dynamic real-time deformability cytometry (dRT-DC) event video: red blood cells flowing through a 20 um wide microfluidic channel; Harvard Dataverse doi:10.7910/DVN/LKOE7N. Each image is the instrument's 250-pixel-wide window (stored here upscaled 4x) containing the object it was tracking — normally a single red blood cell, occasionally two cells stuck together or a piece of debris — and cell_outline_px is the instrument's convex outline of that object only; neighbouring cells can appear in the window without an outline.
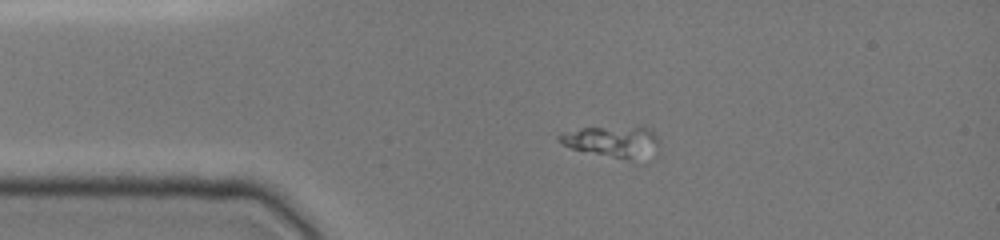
{"species": "common noctule bat (a hibernating species)", "species_latin": "Nyctalus noctula", "temperature_condition": "cold", "stored_images_in_passage": 36, "camera_frame_rate_fps": 3000, "um_per_image_px": 0.085, "animal": {"sex": "female", "body_mass_g": 19.0, "forearm_length_mm": 51.5}, "frame": {"image": 1, "passage_image": 1, "time_ms": 0.0, "image_size_px": [1000, 240], "cell_outline_px": [[660, 144], [644, 164], [640, 164], [572, 148], [556, 140], [556, 136], [560, 132], [580, 128], [644, 124], [656, 136]], "centroid_in_image_um": [52.16, 12.04], "position_along_channel_um": 32.8, "area_um2": 19.59}}